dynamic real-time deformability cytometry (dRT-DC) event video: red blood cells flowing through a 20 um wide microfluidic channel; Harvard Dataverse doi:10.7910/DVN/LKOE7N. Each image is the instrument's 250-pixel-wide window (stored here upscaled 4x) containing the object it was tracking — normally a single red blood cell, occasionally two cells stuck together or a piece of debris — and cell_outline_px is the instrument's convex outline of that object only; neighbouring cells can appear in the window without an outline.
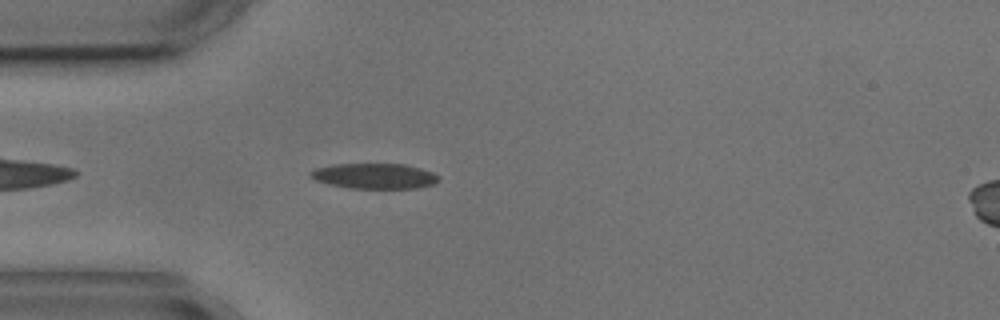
{"species": "common noctule bat (a hibernating species)", "species_latin": "Nyctalus noctula", "temperature_condition": "cold", "stored_images_in_passage": 4, "segment_of_instrument_passage": [1, 2], "camera_frame_rate_fps": 3000, "um_per_image_px": 0.085, "animal": {"sex": "male", "body_mass_g": 17.9, "forearm_length_mm": 54.2}, "frame": {"image": 1, "passage_image": 3, "time_ms": 2.667, "image_size_px": [1000, 320], "cell_outline_px": [[440, 180], [436, 184], [416, 188], [348, 188], [328, 184], [316, 180], [308, 172], [316, 168], [332, 164], [404, 164], [420, 168], [432, 172], [440, 176]], "centroid_in_image_um": [31.86, 14.96], "position_along_channel_um": 53.1, "area_um2": 19.02}}